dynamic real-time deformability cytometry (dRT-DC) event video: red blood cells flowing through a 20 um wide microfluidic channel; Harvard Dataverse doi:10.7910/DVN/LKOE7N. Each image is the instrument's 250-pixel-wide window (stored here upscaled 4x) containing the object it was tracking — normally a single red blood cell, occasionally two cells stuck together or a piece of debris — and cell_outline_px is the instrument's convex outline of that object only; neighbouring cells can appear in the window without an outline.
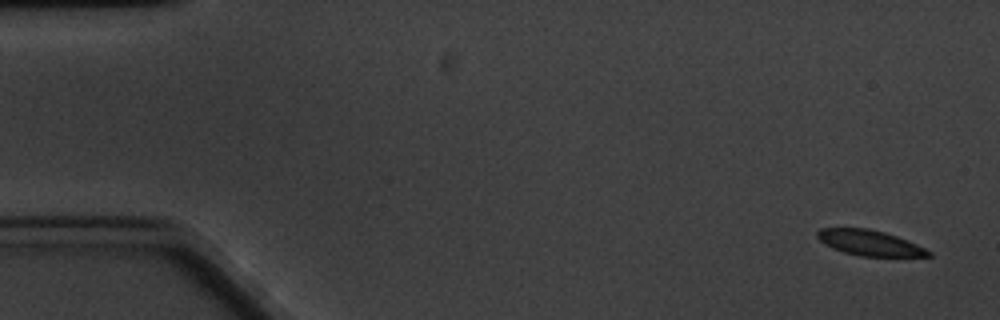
{"species": "common noctule bat (a hibernating species)", "species_latin": "Nyctalus noctula", "temperature_condition": "cold", "stored_images_in_passage": 7, "camera_frame_rate_fps": 3000, "um_per_image_px": 0.085, "animal": {"sex": "male", "body_mass_g": 20.1, "forearm_length_mm": 53.5}, "frame": {"image": 1, "passage_image": 1, "time_ms": 0.0, "image_size_px": [1000, 320], "cell_outline_px": [[932, 256], [860, 256], [844, 252], [832, 248], [824, 244], [816, 236], [816, 232], [820, 228], [868, 228], [884, 232], [908, 240], [932, 252]], "centroid_in_image_um": [73.89, 20.63], "position_along_channel_um": 11.1, "area_um2": 16.42}}
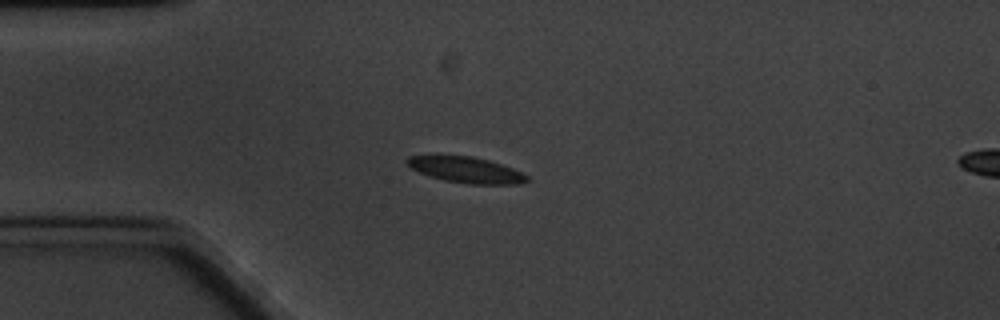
{"frame": {"image": 2, "passage_image": 4, "time_ms": 4.333, "image_size_px": [1000, 320], "cell_outline_px": [[528, 180], [520, 184], [468, 184], [444, 180], [428, 176], [412, 168], [404, 160], [408, 156], [472, 156], [488, 160], [512, 168], [528, 176]], "centroid_in_image_um": [39.61, 14.45], "position_along_channel_um": 45.4, "area_um2": 17.86}}